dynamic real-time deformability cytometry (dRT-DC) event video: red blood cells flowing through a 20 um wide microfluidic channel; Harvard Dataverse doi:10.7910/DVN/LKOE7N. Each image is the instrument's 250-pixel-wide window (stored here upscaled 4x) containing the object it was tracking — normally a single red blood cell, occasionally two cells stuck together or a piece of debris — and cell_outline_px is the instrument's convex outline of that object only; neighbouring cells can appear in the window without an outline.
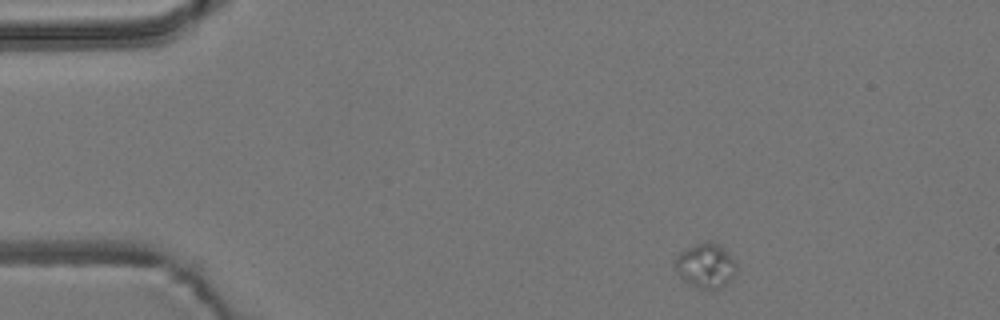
{"species": "common noctule bat (a hibernating species)", "species_latin": "Nyctalus noctula", "temperature_condition": "room temperature", "stored_images_in_passage": 9, "camera_frame_rate_fps": 3000, "um_per_image_px": 0.085, "animal": {"sex": "male", "body_mass_g": 19.2, "forearm_length_mm": 51.8}, "frame": {"image": 1, "passage_image": 1, "time_ms": 0.0, "image_size_px": [1000, 320], "cell_outline_px": [[736, 272], [720, 288], [700, 288], [684, 280], [676, 272], [672, 264], [672, 260], [680, 252], [696, 244], [708, 240], [712, 240], [720, 244], [728, 252], [736, 264]], "centroid_in_image_um": [59.94, 22.53], "position_along_channel_um": 25.1, "area_um2": 15.9}}
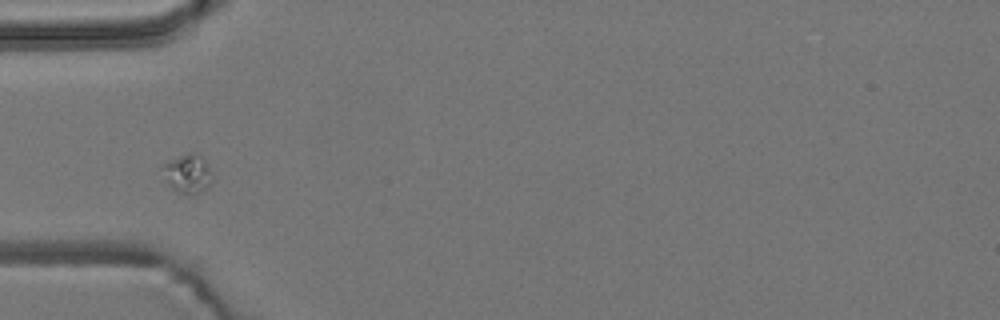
{"frame": {"image": 2, "passage_image": 4, "time_ms": 1.0, "image_size_px": [1000, 320], "cell_outline_px": [[212, 180], [208, 188], [192, 196], [188, 196], [176, 192], [168, 184], [160, 168], [164, 164], [188, 152], [192, 152], [200, 156], [204, 160], [212, 172]], "centroid_in_image_um": [15.96, 14.81], "position_along_channel_um": 69.0, "area_um2": 11.39}}